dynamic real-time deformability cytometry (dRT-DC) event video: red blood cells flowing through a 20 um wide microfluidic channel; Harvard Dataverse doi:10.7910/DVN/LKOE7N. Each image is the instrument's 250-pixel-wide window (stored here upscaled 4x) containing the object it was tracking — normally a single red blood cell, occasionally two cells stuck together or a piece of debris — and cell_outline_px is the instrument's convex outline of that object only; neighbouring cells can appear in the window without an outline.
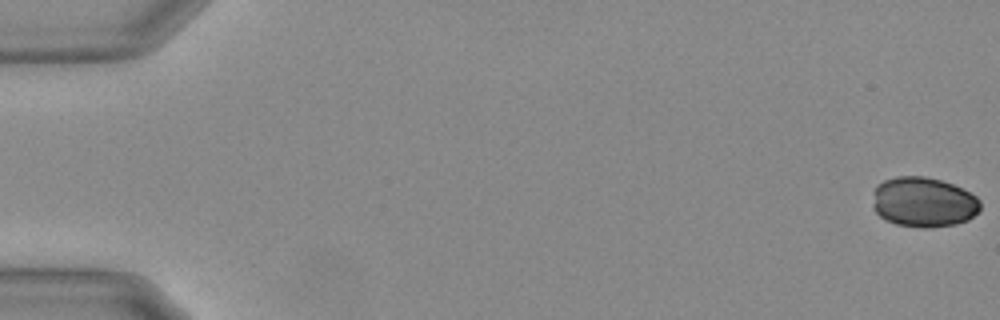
{"species": "Egyptian fruit bat (a non-hibernating species)", "species_latin": "Rousettus aegyptiacus", "temperature_condition": "warm", "stored_images_in_passage": 56, "camera_frame_rate_fps": 3000, "um_per_image_px": 0.085, "animal": {"sex": "female"}, "frame": {"image": 1, "passage_image": 1, "time_ms": 0.0, "image_size_px": [1000, 320], "cell_outline_px": [[980, 208], [968, 220], [956, 224], [928, 228], [920, 228], [896, 224], [880, 216], [872, 208], [872, 204], [876, 184], [884, 180], [896, 176], [924, 176], [940, 180], [952, 184], [976, 196], [980, 200]], "centroid_in_image_um": [78.47, 17.18], "position_along_channel_um": 6.5, "area_um2": 31.39}}
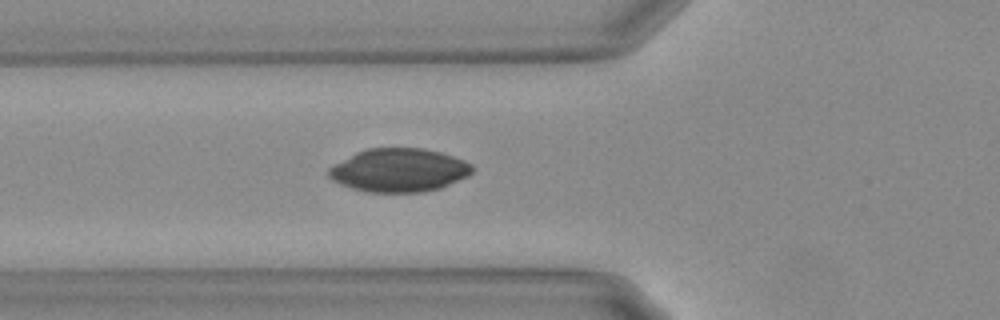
{"frame": {"image": 2, "passage_image": 21, "time_ms": 6.667, "image_size_px": [1000, 320], "cell_outline_px": [[472, 172], [468, 176], [440, 188], [424, 192], [364, 192], [340, 184], [332, 180], [328, 176], [328, 168], [356, 152], [368, 148], [424, 148], [440, 152], [464, 160], [472, 164]], "centroid_in_image_um": [33.9, 14.47], "position_along_channel_um": 91.9, "area_um2": 36.3}}
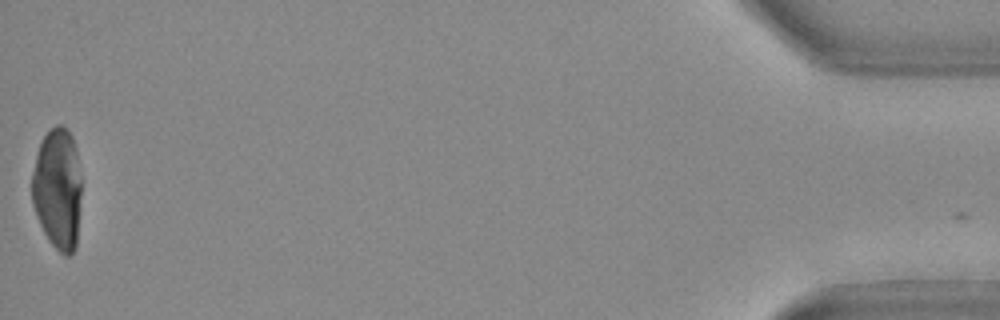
{"frame": {"image": 3, "passage_image": 56, "time_ms": 18.333, "image_size_px": [1000, 320], "cell_outline_px": [[80, 196], [76, 248], [68, 256], [64, 256], [48, 240], [36, 216], [32, 204], [32, 172], [40, 140], [56, 124], [64, 124], [68, 128], [72, 136], [76, 148], [80, 180]], "centroid_in_image_um": [4.88, 16.03], "position_along_channel_um": 430.3, "area_um2": 35.14}}